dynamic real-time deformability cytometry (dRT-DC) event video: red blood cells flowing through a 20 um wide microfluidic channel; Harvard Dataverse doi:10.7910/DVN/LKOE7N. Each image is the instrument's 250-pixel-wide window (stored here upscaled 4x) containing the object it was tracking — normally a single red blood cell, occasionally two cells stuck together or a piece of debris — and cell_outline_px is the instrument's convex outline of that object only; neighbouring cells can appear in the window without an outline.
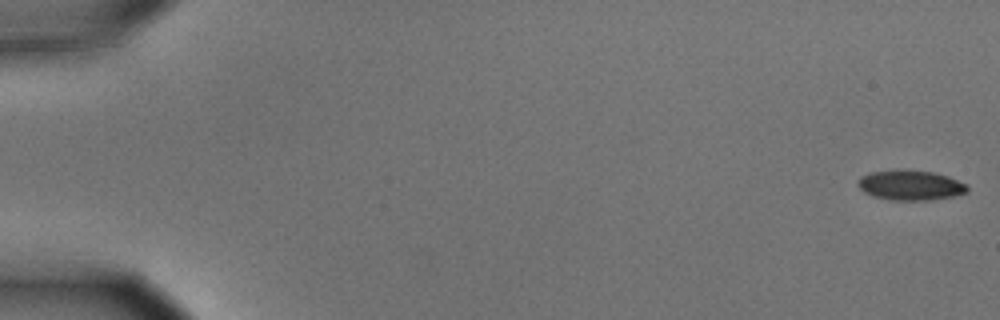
{"species": "common noctule bat (a hibernating species)", "species_latin": "Nyctalus noctula", "temperature_condition": "cold", "stored_images_in_passage": 18, "camera_frame_rate_fps": 3000, "um_per_image_px": 0.085, "animal": {"sex": "male", "body_mass_g": 15.6}, "frame": {"image": 1, "passage_image": 1, "time_ms": 0.0, "image_size_px": [1000, 320], "cell_outline_px": [[968, 192], [956, 196], [932, 200], [892, 200], [872, 196], [864, 192], [856, 184], [860, 176], [872, 172], [932, 172], [948, 176], [968, 184]], "centroid_in_image_um": [77.43, 15.79], "position_along_channel_um": 7.6, "area_um2": 18.67}}